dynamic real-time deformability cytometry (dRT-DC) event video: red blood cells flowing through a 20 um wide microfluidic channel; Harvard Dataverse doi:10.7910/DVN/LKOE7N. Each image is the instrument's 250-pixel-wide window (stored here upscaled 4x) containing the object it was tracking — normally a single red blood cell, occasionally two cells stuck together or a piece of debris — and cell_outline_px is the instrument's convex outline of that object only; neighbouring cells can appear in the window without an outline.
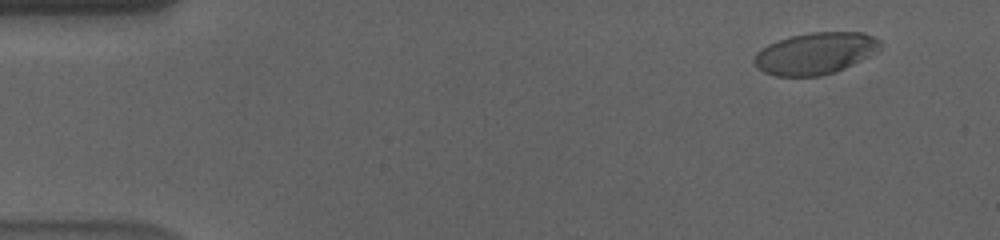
{"species": "human", "species_latin": "Homo sapiens", "temperature_condition": "cold", "stored_images_in_passage": 53, "camera_frame_rate_fps": 3000, "um_per_image_px": 0.085, "donor": {"sex": "male"}, "frame": {"image": 1, "passage_image": 1, "time_ms": 0.0, "image_size_px": [1000, 240], "cell_outline_px": [[884, 44], [876, 52], [836, 72], [820, 76], [776, 76], [764, 72], [756, 68], [752, 60], [756, 52], [760, 48], [768, 44], [792, 36], [812, 32], [864, 32], [880, 40]], "centroid_in_image_um": [69.28, 4.54], "position_along_channel_um": 15.7, "area_um2": 30.75}}
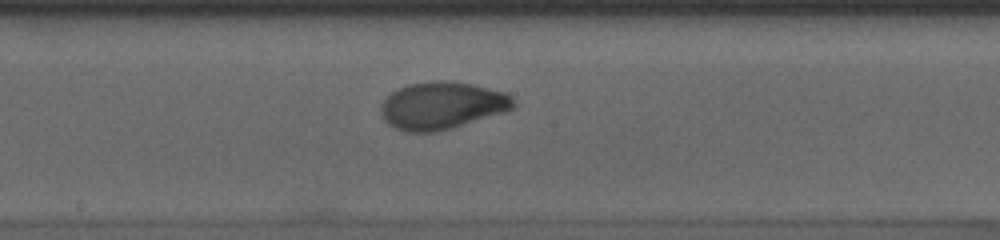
{"frame": {"image": 2, "passage_image": 27, "time_ms": 8.667, "image_size_px": [1000, 240], "cell_outline_px": [[516, 104], [512, 108], [504, 112], [452, 128], [436, 132], [408, 132], [396, 128], [388, 124], [384, 120], [380, 112], [380, 108], [384, 100], [392, 92], [408, 84], [432, 80], [452, 80], [472, 84], [504, 92], [512, 96]], "centroid_in_image_um": [37.56, 8.96], "position_along_channel_um": 210.6, "area_um2": 36.65}}
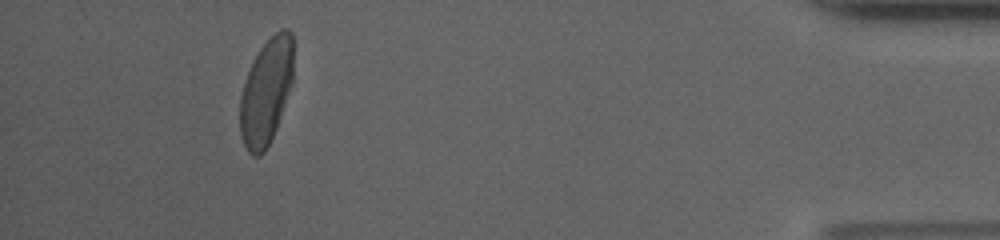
{"frame": {"image": 3, "passage_image": 49, "time_ms": 16.0, "image_size_px": [1000, 240], "cell_outline_px": [[292, 84], [276, 128], [264, 152], [260, 156], [252, 156], [248, 152], [240, 136], [240, 96], [248, 72], [260, 48], [280, 28], [288, 28], [292, 32]], "centroid_in_image_um": [22.62, 7.8], "position_along_channel_um": 412.6, "area_um2": 32.6}, "authors_computed_cell_mechanics": {"area_um2": 34.391, "velocity_mm_per_s": 3.5747, "shape_relaxation_time_tau1_ms": 4.8631, "shape_relaxation_time_tau2_ms": null, "deformation_change_tau1": 0.1729, "deformation_change_tau2": null}}